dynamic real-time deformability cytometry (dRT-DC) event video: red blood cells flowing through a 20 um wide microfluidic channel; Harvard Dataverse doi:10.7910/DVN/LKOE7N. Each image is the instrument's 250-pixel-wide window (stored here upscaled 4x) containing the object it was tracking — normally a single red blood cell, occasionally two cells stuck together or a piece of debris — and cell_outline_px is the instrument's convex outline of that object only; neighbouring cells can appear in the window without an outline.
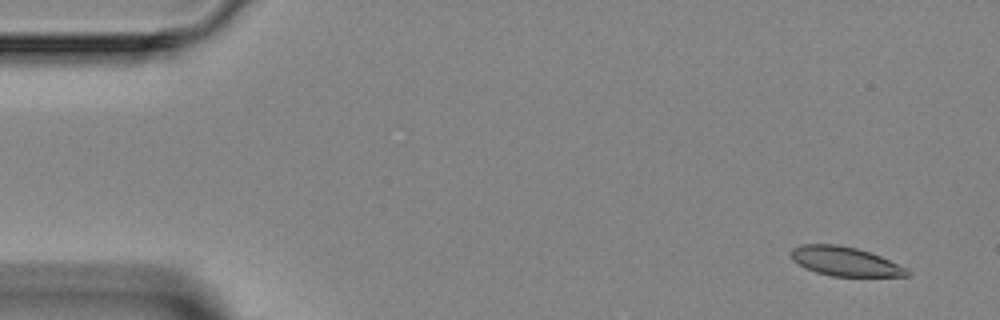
{"species": "Egyptian fruit bat (a non-hibernating species)", "species_latin": "Rousettus aegyptiacus", "temperature_condition": "room temperature", "stored_images_in_passage": 4, "camera_frame_rate_fps": 3000, "um_per_image_px": 0.085, "animal": {"sex": "female"}, "frame": {"image": 1, "passage_image": 1, "time_ms": 0.0, "image_size_px": [1000, 320], "cell_outline_px": [[908, 276], [832, 276], [816, 272], [804, 268], [792, 260], [788, 252], [792, 248], [800, 244], [840, 244], [856, 248], [880, 256], [908, 268]], "centroid_in_image_um": [71.76, 22.2], "position_along_channel_um": 13.2, "area_um2": 19.83}}
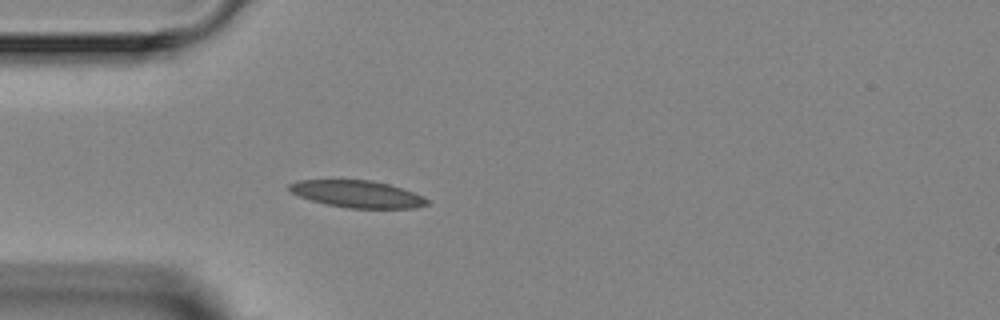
{"frame": {"image": 2, "passage_image": 4, "time_ms": 3.667, "image_size_px": [1000, 320], "cell_outline_px": [[428, 204], [416, 208], [348, 208], [328, 204], [312, 200], [300, 196], [292, 192], [288, 188], [288, 184], [296, 180], [372, 180], [388, 184], [424, 196], [428, 200]], "centroid_in_image_um": [30.37, 16.49], "position_along_channel_um": 54.6, "area_um2": 21.5}}